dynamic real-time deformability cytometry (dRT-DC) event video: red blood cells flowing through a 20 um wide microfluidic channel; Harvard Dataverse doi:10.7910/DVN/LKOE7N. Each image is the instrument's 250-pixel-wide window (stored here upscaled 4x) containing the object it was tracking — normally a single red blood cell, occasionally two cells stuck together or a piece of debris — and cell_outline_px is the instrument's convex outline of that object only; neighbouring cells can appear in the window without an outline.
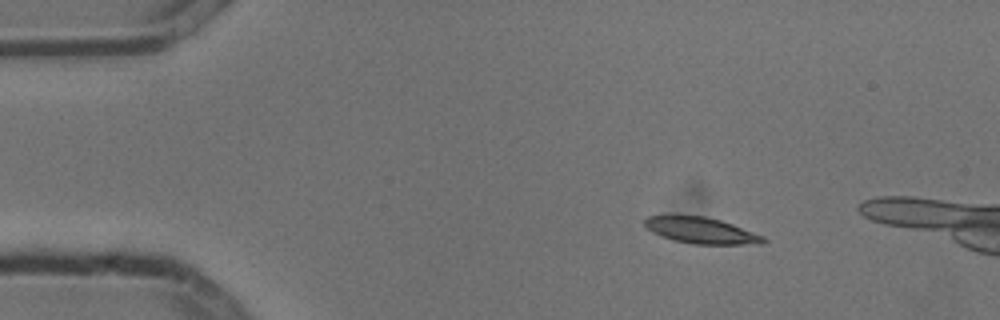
{"species": "common noctule bat (a hibernating species)", "species_latin": "Nyctalus noctula", "temperature_condition": "cold", "stored_images_in_passage": 3, "camera_frame_rate_fps": 3000, "um_per_image_px": 0.085, "animal": {"sex": "male", "body_mass_g": 13.3}, "frame": {"image": 1, "passage_image": 1, "time_ms": 0.0, "image_size_px": [1000, 320], "cell_outline_px": [[768, 240], [764, 244], [692, 244], [672, 240], [660, 236], [652, 232], [644, 224], [644, 220], [648, 216], [704, 216], [720, 220], [732, 224], [764, 236]], "centroid_in_image_um": [59.62, 19.61], "position_along_channel_um": 25.4, "area_um2": 18.03}}